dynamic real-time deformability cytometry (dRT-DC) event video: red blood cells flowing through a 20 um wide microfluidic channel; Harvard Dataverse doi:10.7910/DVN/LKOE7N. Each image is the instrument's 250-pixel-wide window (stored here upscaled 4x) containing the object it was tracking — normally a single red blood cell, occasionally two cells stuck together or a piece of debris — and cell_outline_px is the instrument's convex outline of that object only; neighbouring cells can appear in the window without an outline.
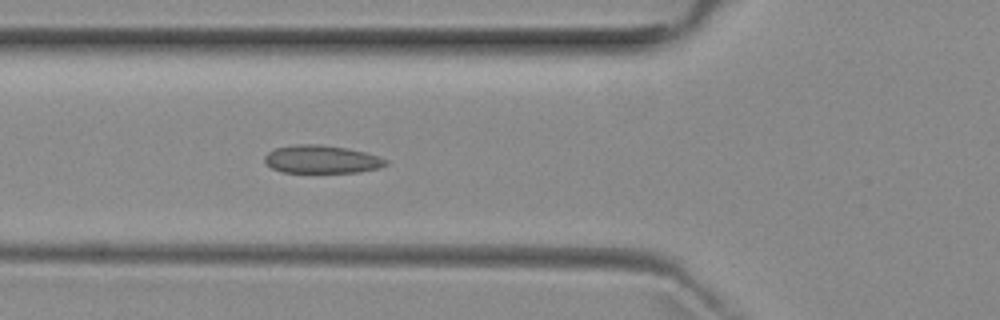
{"species": "common noctule bat (a hibernating species)", "species_latin": "Nyctalus noctula", "temperature_condition": "room temperature", "stored_images_in_passage": 5, "camera_frame_rate_fps": 3000, "um_per_image_px": 0.085, "animal": {"sex": "female", "body_mass_g": 29.2, "forearm_length_mm": 56.3}, "frame": {"image": 1, "passage_image": 5, "time_ms": 4.667, "image_size_px": [1000, 320], "cell_outline_px": [[388, 164], [380, 168], [360, 172], [280, 172], [272, 168], [264, 160], [264, 156], [268, 152], [276, 148], [296, 144], [320, 144], [348, 148], [364, 152], [388, 160]], "centroid_in_image_um": [27.34, 13.54], "position_along_channel_um": 98.5, "area_um2": 19.77}}